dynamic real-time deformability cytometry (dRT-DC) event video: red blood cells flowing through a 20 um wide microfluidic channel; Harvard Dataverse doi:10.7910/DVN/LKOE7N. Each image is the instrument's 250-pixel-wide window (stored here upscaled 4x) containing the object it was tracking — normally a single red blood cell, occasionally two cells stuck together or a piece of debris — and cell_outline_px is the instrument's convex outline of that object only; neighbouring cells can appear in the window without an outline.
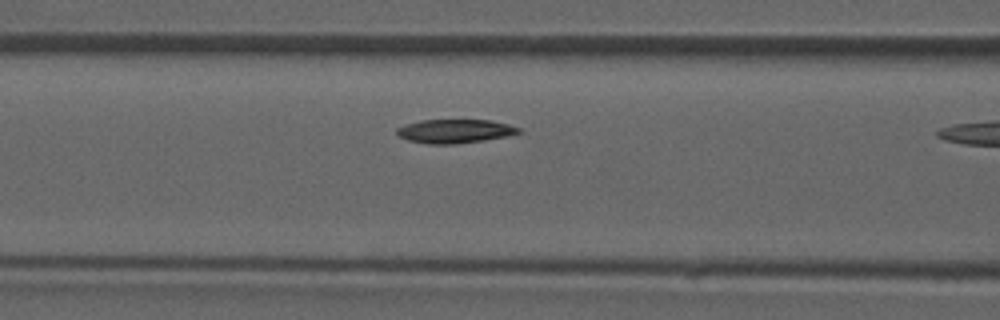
{"species": "common noctule bat (a hibernating species)", "species_latin": "Nyctalus noctula", "temperature_condition": "room temperature", "stored_images_in_passage": 10, "camera_frame_rate_fps": 3000, "um_per_image_px": 0.085, "animal": {"sex": "male", "forearm_length_mm": 52.5}, "frame": {"image": 1, "passage_image": 9, "time_ms": 2.667, "image_size_px": [1000, 320], "cell_outline_px": [[524, 132], [508, 136], [484, 140], [452, 144], [428, 144], [408, 140], [400, 136], [396, 132], [396, 128], [420, 120], [492, 120], [508, 124], [520, 128]], "centroid_in_image_um": [38.71, 11.15], "position_along_channel_um": 127.9, "area_um2": 16.88}}